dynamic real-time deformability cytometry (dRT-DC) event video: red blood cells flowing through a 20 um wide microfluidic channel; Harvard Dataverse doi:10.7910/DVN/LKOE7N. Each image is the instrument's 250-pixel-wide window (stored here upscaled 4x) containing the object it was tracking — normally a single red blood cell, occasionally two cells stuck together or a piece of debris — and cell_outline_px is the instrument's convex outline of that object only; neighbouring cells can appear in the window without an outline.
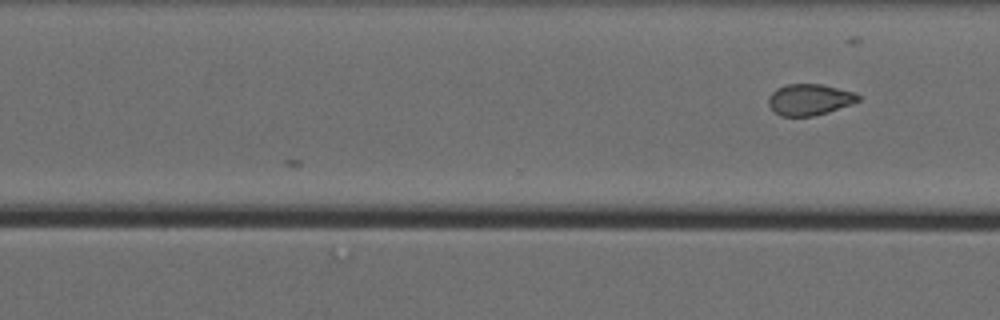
{"species": "Egyptian fruit bat (a non-hibernating species)", "species_latin": "Rousettus aegyptiacus", "temperature_condition": "cold", "stored_images_in_passage": 23, "camera_frame_rate_fps": 3000, "um_per_image_px": 0.085, "animal": {"sex": "female"}, "frame": {"image": 1, "passage_image": 23, "time_ms": 7.333, "image_size_px": [1000, 320], "cell_outline_px": [[860, 100], [828, 112], [812, 116], [780, 116], [768, 104], [768, 96], [776, 88], [788, 84], [820, 84], [852, 92], [860, 96]], "centroid_in_image_um": [68.76, 8.46], "position_along_channel_um": 301.8, "area_um2": 16.07}}